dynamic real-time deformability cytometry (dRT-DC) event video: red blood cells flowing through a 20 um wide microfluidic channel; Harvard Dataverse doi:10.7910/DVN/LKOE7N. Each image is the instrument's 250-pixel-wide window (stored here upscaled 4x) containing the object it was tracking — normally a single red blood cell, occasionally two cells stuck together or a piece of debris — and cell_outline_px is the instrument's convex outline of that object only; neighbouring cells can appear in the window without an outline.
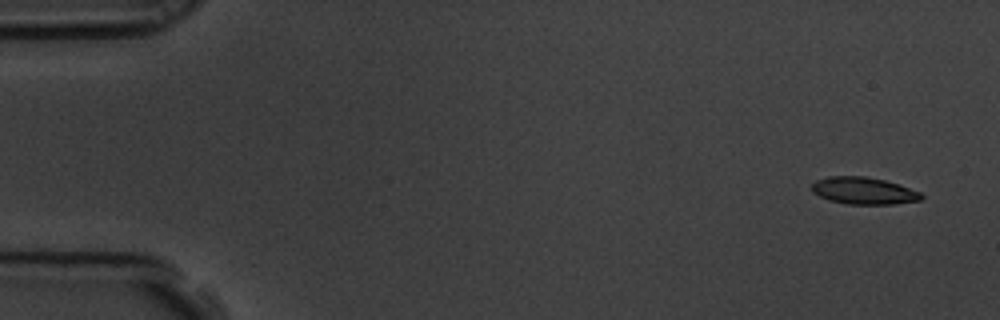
{"species": "common noctule bat (a hibernating species)", "species_latin": "Nyctalus noctula", "temperature_condition": "room temperature", "stored_images_in_passage": 11, "camera_frame_rate_fps": 3000, "um_per_image_px": 0.085, "animal": {"sex": "male", "body_mass_g": 19.5, "forearm_length_mm": 54.6}, "frame": {"image": 1, "passage_image": 1, "time_ms": 0.0, "image_size_px": [1000, 320], "cell_outline_px": [[924, 196], [920, 200], [892, 204], [848, 204], [828, 200], [812, 192], [812, 184], [816, 180], [828, 176], [864, 176], [884, 180], [920, 192]], "centroid_in_image_um": [73.37, 16.21], "position_along_channel_um": 11.6, "area_um2": 17.11}}
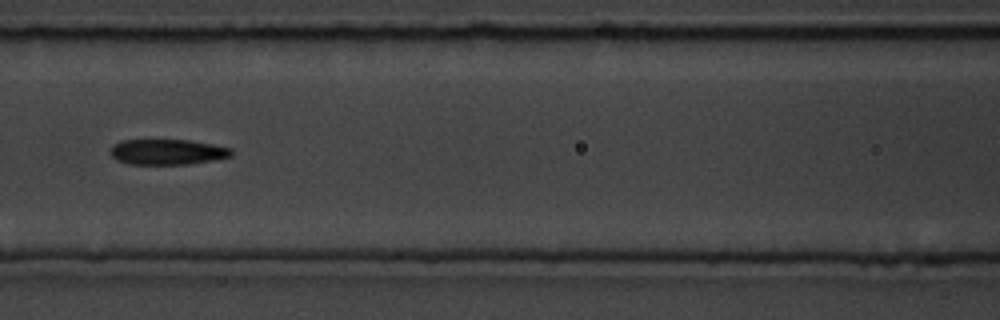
{"frame": {"image": 2, "passage_image": 7, "time_ms": 2.0, "image_size_px": [1000, 320], "cell_outline_px": [[232, 156], [212, 160], [188, 164], [128, 164], [116, 160], [108, 152], [112, 144], [120, 140], [188, 140], [212, 144], [232, 148]], "centroid_in_image_um": [14.17, 12.91], "position_along_channel_um": 152.4, "area_um2": 18.09}}
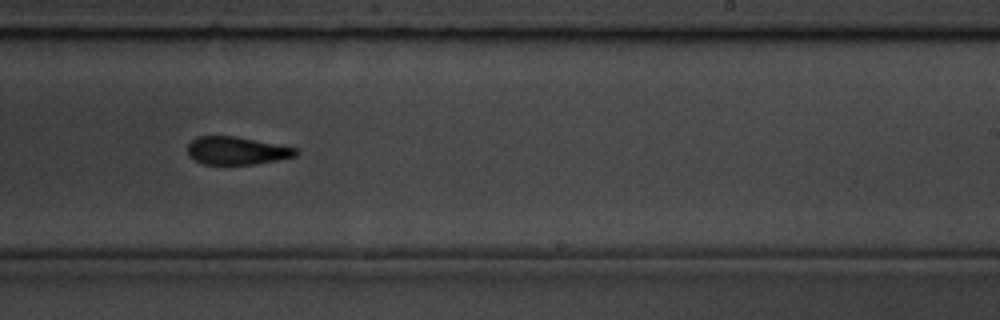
{"frame": {"image": 3, "passage_image": 10, "time_ms": 3.0, "image_size_px": [1000, 320], "cell_outline_px": [[300, 152], [296, 156], [276, 160], [252, 164], [204, 164], [188, 156], [188, 144], [196, 136], [236, 136], [300, 148]], "centroid_in_image_um": [20.15, 12.79], "position_along_channel_um": 268.8, "area_um2": 17.69}}